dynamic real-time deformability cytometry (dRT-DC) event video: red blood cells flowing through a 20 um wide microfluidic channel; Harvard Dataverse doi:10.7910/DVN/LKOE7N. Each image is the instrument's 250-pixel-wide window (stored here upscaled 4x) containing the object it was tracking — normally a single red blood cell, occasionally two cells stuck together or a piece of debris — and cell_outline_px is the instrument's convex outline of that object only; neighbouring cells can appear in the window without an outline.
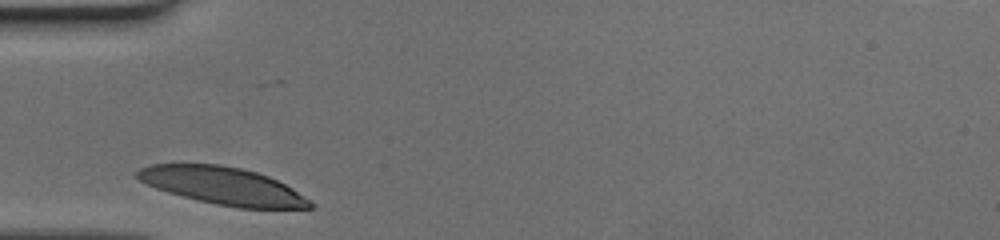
{"species": "human", "species_latin": "Homo sapiens", "temperature_condition": "cold", "stored_images_in_passage": 25, "camera_frame_rate_fps": 3000, "um_per_image_px": 0.085, "donor": {"sex": "female"}, "frame": {"image": 1, "passage_image": 1, "time_ms": 0.0, "image_size_px": [1000, 240], "cell_outline_px": [[316, 204], [312, 208], [240, 208], [216, 204], [168, 192], [156, 188], [140, 180], [132, 172], [148, 164], [220, 164], [240, 168], [256, 172], [268, 176], [292, 188], [312, 200]], "centroid_in_image_um": [18.96, 15.79], "position_along_channel_um": 66.0, "area_um2": 37.57}}
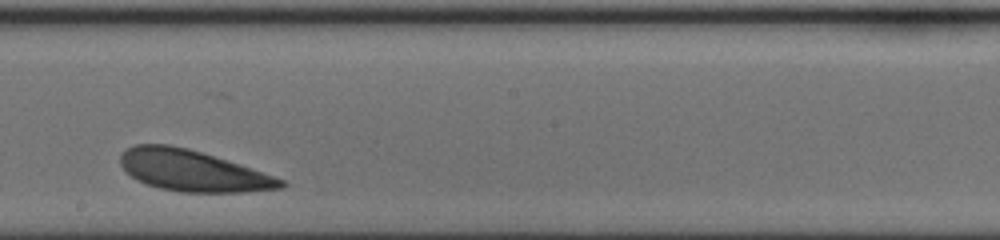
{"frame": {"image": 2, "passage_image": 14, "time_ms": 4.333, "image_size_px": [1000, 240], "cell_outline_px": [[288, 184], [284, 188], [244, 192], [180, 192], [160, 188], [136, 180], [124, 172], [120, 164], [120, 152], [124, 148], [136, 144], [168, 144], [188, 148], [240, 164], [284, 180]], "centroid_in_image_um": [16.32, 14.5], "position_along_channel_um": 231.9, "area_um2": 38.61}}
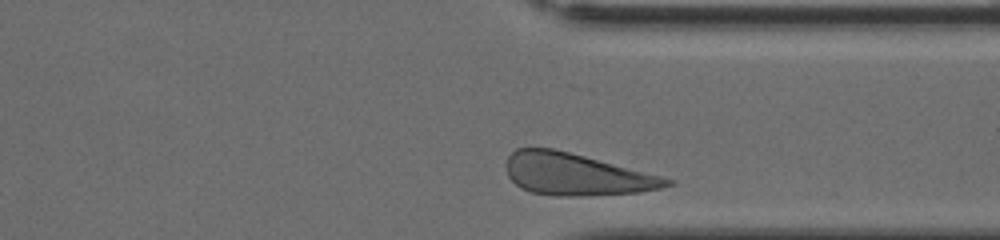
{"frame": {"image": 3, "passage_image": 24, "time_ms": 7.667, "image_size_px": [1000, 240], "cell_outline_px": [[676, 184], [664, 188], [640, 192], [580, 196], [552, 196], [532, 192], [520, 188], [508, 176], [508, 156], [516, 148], [552, 148], [584, 156], [660, 176], [672, 180]], "centroid_in_image_um": [48.98, 14.84], "position_along_channel_um": 362.4, "area_um2": 38.84}}